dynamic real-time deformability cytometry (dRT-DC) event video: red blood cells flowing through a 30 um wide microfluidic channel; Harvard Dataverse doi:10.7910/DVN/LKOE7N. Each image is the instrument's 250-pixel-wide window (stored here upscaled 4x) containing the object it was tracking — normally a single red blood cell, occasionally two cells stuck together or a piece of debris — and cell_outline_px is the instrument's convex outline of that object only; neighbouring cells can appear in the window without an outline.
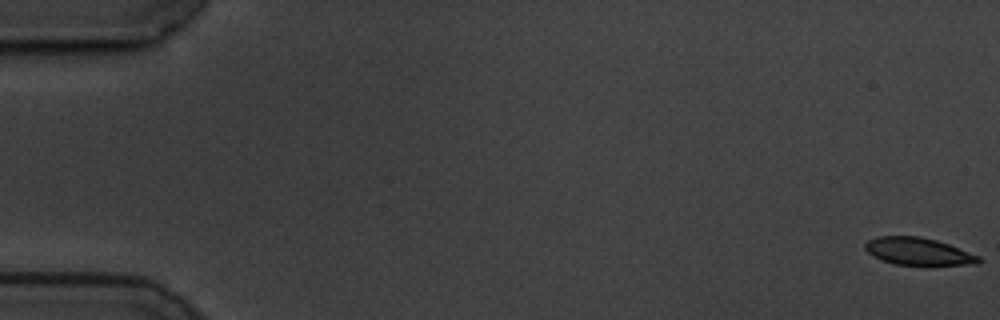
{"species": "common noctule bat (a hibernating species)", "species_latin": "Nyctalus noctula", "temperature_condition": "cold", "stored_images_in_passage": 59, "camera_frame_rate_fps": 3000, "um_per_image_px": 0.085, "animal": {"sex": "male", "body_mass_g": 19.5, "forearm_length_mm": 54.6}, "frame": {"image": 1, "passage_image": 1, "time_ms": 0.0, "image_size_px": [1000, 320], "cell_outline_px": [[984, 260], [980, 264], [896, 264], [872, 256], [864, 248], [864, 244], [868, 240], [876, 236], [920, 236], [936, 240], [948, 244], [980, 256]], "centroid_in_image_um": [78.05, 21.35], "position_along_channel_um": 6.9, "area_um2": 17.92}}
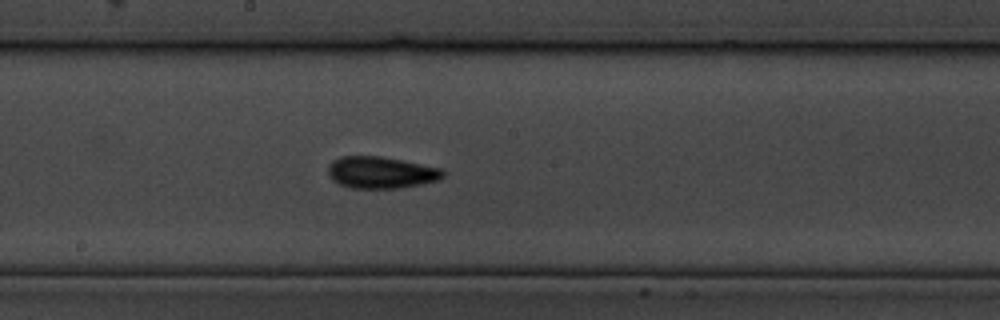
{"frame": {"image": 2, "passage_image": 32, "time_ms": 10.333, "image_size_px": [1000, 320], "cell_outline_px": [[448, 172], [440, 180], [400, 188], [348, 188], [332, 180], [328, 172], [328, 164], [332, 160], [340, 156], [380, 156], [440, 168]], "centroid_in_image_um": [32.37, 14.66], "position_along_channel_um": 215.8, "area_um2": 21.39}}
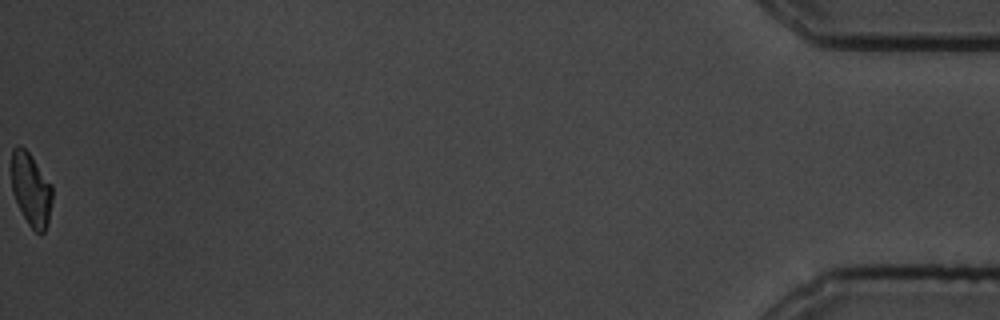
{"frame": {"image": 3, "passage_image": 59, "time_ms": 19.333, "image_size_px": [1000, 320], "cell_outline_px": [[52, 200], [48, 224], [44, 232], [40, 236], [28, 224], [12, 192], [12, 148], [16, 144], [20, 144], [28, 152], [52, 184]], "centroid_in_image_um": [2.65, 16.11], "position_along_channel_um": 432.6, "area_um2": 17.4}, "authors_computed_cell_mechanics": {"area_um2": 19.4208, "velocity_mm_per_s": 3.4757, "shape_relaxation_time_tau1_ms": 3.3144, "shape_relaxation_time_tau2_ms": 4.1074, "deformation_change_tau1": 0.1272, "deformation_change_tau2": 0.0954}}